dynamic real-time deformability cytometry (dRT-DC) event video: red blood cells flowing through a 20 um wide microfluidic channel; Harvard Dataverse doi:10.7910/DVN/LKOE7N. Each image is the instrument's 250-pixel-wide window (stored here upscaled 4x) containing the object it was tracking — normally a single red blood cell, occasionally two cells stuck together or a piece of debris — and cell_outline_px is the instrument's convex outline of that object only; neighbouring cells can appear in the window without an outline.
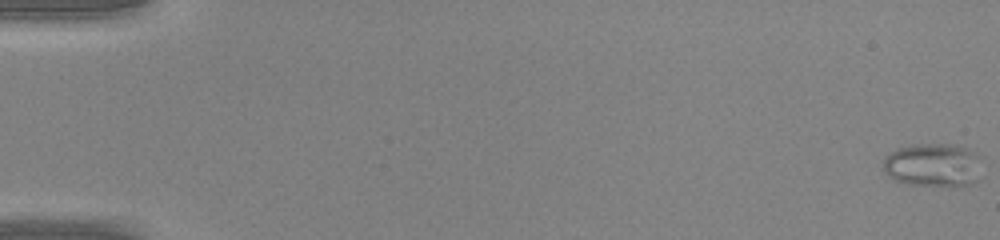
{"species": "common noctule bat (a hibernating species)", "species_latin": "Nyctalus noctula", "temperature_condition": "warm", "stored_images_in_passage": 47, "camera_frame_rate_fps": 3000, "um_per_image_px": 0.085, "animal": {"sex": "male", "body_mass_g": 20.0, "forearm_length_mm": 53.3}, "frame": {"image": 1, "passage_image": 1, "time_ms": 0.0, "image_size_px": [1000, 240], "cell_outline_px": [[976, 180], [968, 184], [908, 184], [896, 180], [888, 176], [884, 172], [884, 156], [896, 148], [912, 144], [956, 144], [976, 148]], "centroid_in_image_um": [79.22, 13.96], "position_along_channel_um": 5.8, "area_um2": 24.45}}
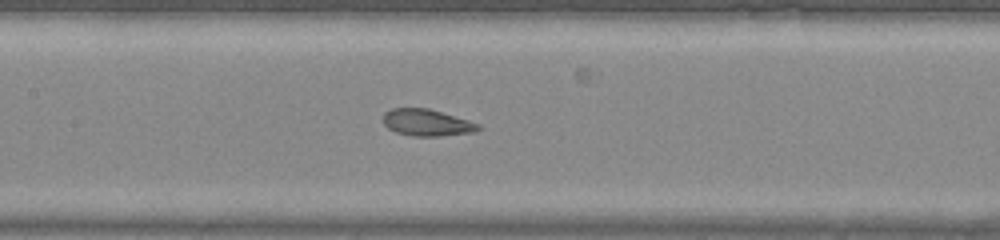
{"frame": {"image": 2, "passage_image": 24, "time_ms": 7.667, "image_size_px": [1000, 240], "cell_outline_px": [[484, 128], [476, 132], [440, 136], [412, 136], [396, 132], [388, 128], [384, 124], [384, 112], [392, 108], [428, 108], [468, 120], [480, 124]], "centroid_in_image_um": [36.32, 10.43], "position_along_channel_um": 171.1, "area_um2": 14.91}}
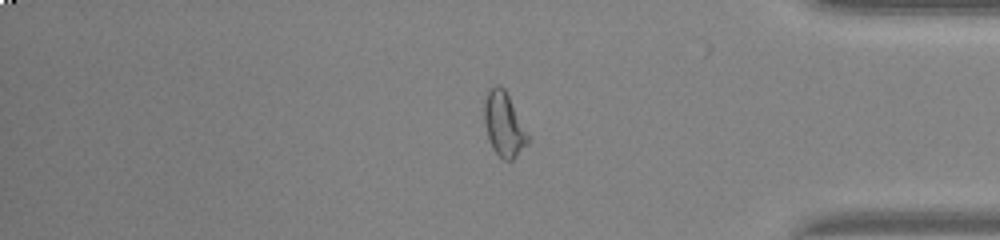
{"frame": {"image": 3, "passage_image": 40, "time_ms": 13.0, "image_size_px": [1000, 240], "cell_outline_px": [[528, 144], [512, 160], [504, 160], [492, 148], [484, 124], [484, 100], [488, 88], [492, 84], [500, 84], [504, 88], [528, 132]], "centroid_in_image_um": [42.82, 10.52], "position_along_channel_um": 392.4, "area_um2": 16.42}}